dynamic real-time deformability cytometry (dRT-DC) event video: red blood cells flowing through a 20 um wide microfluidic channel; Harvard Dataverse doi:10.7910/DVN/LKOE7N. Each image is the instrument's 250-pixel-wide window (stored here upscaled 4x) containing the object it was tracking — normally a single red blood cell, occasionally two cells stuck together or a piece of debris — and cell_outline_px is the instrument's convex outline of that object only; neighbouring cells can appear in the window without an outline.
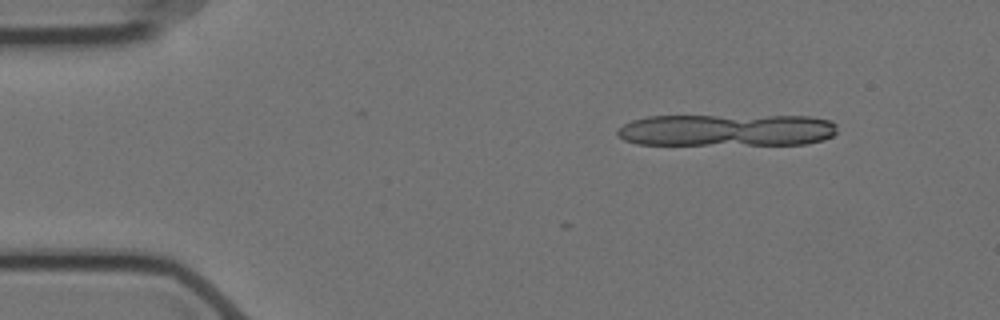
{"species": "Egyptian fruit bat (a non-hibernating species)", "species_latin": "Rousettus aegyptiacus", "temperature_condition": "cold", "stored_images_in_passage": 7, "camera_frame_rate_fps": 3000, "um_per_image_px": 0.085, "animal": {"sex": "female"}, "frame": {"image": 1, "passage_image": 1, "time_ms": 0.0, "image_size_px": [1000, 320], "cell_outline_px": [[832, 132], [828, 136], [816, 140], [796, 144], [756, 144], [748, 140], [760, 120], [824, 120], [832, 124]], "centroid_in_image_um": [67.14, 11.19], "position_along_channel_um": 17.9, "area_um2": 12.37}}